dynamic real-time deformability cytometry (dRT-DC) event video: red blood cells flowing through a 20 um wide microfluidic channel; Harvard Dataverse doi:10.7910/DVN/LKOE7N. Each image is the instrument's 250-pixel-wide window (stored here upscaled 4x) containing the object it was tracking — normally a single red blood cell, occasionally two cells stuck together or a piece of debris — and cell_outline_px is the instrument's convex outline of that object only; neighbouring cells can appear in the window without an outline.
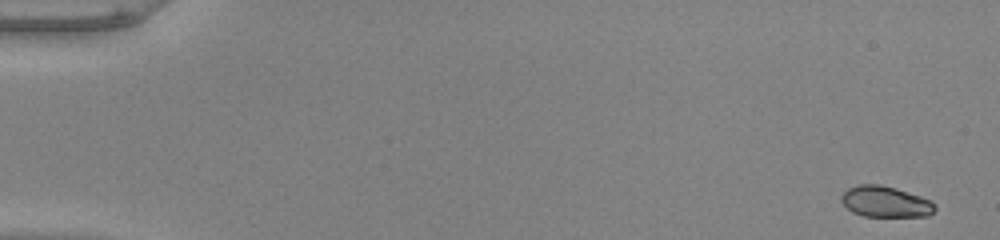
{"species": "common noctule bat (a hibernating species)", "species_latin": "Nyctalus noctula", "temperature_condition": "warm", "stored_images_in_passage": 51, "camera_frame_rate_fps": 3000, "um_per_image_px": 0.085, "animal": {"sex": "male", "body_mass_g": 20.0, "forearm_length_mm": 53.3}, "frame": {"image": 1, "passage_image": 1, "time_ms": 0.0, "image_size_px": [1000, 240], "cell_outline_px": [[936, 208], [928, 216], [864, 216], [852, 212], [840, 200], [840, 196], [848, 188], [860, 184], [880, 184], [896, 188], [932, 200]], "centroid_in_image_um": [75.25, 17.14], "position_along_channel_um": 9.7, "area_um2": 16.88}}
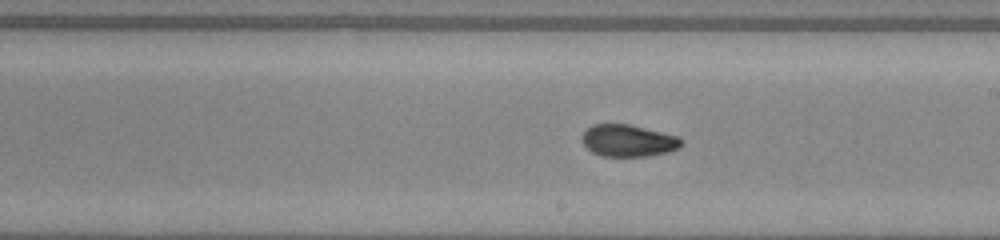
{"frame": {"image": 2, "passage_image": 30, "time_ms": 9.667, "image_size_px": [1000, 240], "cell_outline_px": [[684, 144], [668, 152], [648, 156], [604, 156], [592, 152], [584, 144], [580, 136], [592, 124], [628, 124], [680, 136], [684, 140]], "centroid_in_image_um": [53.42, 11.95], "position_along_channel_um": 235.6, "area_um2": 18.55}}
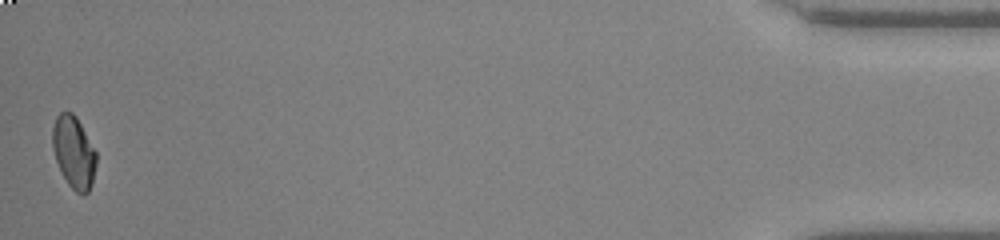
{"frame": {"image": 3, "passage_image": 51, "time_ms": 16.667, "image_size_px": [1000, 240], "cell_outline_px": [[96, 164], [92, 184], [88, 192], [84, 196], [76, 192], [68, 184], [56, 160], [52, 148], [52, 128], [56, 116], [60, 112], [72, 112], [76, 116], [96, 152]], "centroid_in_image_um": [6.27, 12.94], "position_along_channel_um": 428.9, "area_um2": 18.32}, "authors_computed_cell_mechanics": {"area_um2": 18.5538, "velocity_mm_per_s": 4.0159, "shape_relaxation_time_tau1_ms": null, "shape_relaxation_time_tau2_ms": 1.4093, "deformation_change_tau1": null, "deformation_change_tau2": 0.0473}}